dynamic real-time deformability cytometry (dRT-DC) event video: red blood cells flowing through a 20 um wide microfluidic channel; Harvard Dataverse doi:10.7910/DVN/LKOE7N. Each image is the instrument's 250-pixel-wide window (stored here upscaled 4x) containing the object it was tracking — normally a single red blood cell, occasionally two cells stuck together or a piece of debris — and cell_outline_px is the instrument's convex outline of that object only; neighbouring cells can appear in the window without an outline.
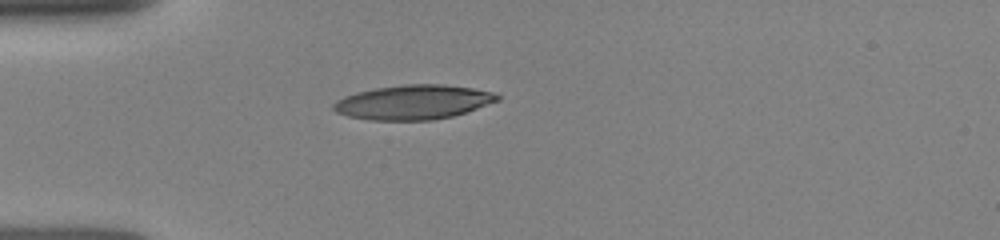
{"species": "human", "species_latin": "Homo sapiens", "temperature_condition": "room temperature", "stored_images_in_passage": 28, "camera_frame_rate_fps": 3000, "um_per_image_px": 0.085, "donor": {"sex": "female"}, "frame": {"image": 1, "passage_image": 1, "time_ms": 0.0, "image_size_px": [1000, 240], "cell_outline_px": [[500, 100], [452, 116], [432, 120], [372, 120], [348, 116], [336, 112], [332, 108], [332, 104], [336, 100], [344, 96], [356, 92], [376, 88], [404, 84], [440, 84], [472, 88], [496, 92], [500, 96]], "centroid_in_image_um": [35.11, 8.68], "position_along_channel_um": 49.9, "area_um2": 32.83}}
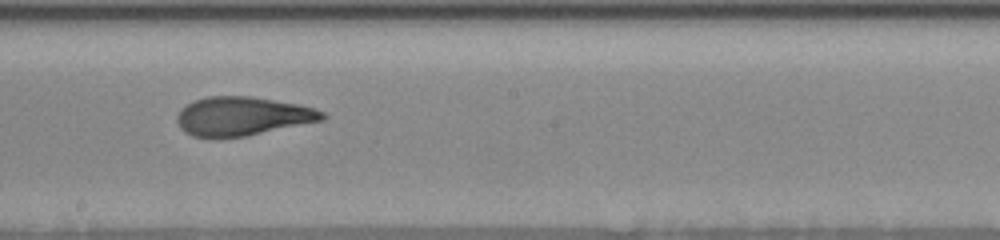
{"frame": {"image": 2, "passage_image": 14, "time_ms": 4.667, "image_size_px": [1000, 240], "cell_outline_px": [[328, 116], [324, 120], [248, 136], [192, 136], [184, 132], [180, 128], [176, 120], [176, 116], [180, 108], [196, 100], [208, 96], [252, 96], [296, 104], [316, 108], [324, 112]], "centroid_in_image_um": [20.63, 9.87], "position_along_channel_um": 227.6, "area_um2": 32.77}}
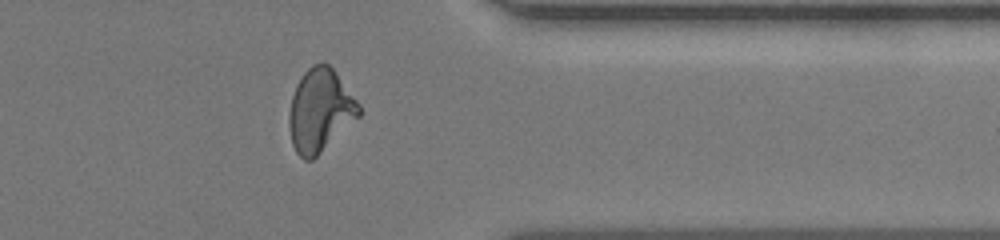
{"frame": {"image": 3, "passage_image": 23, "time_ms": 8.667, "image_size_px": [1000, 240], "cell_outline_px": [[360, 116], [312, 160], [304, 160], [296, 152], [292, 144], [288, 124], [288, 112], [292, 96], [296, 84], [304, 72], [312, 64], [324, 60], [336, 72], [360, 104]], "centroid_in_image_um": [27.19, 9.36], "position_along_channel_um": 384.2, "area_um2": 33.87}}